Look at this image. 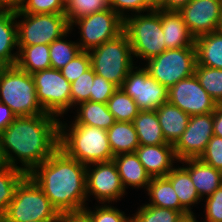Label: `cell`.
<instances>
[{"instance_id": "1", "label": "cell", "mask_w": 222, "mask_h": 222, "mask_svg": "<svg viewBox=\"0 0 222 222\" xmlns=\"http://www.w3.org/2000/svg\"><path fill=\"white\" fill-rule=\"evenodd\" d=\"M59 123V117L47 112L16 117L0 133L9 166L29 174L46 161L59 148Z\"/></svg>"}, {"instance_id": "2", "label": "cell", "mask_w": 222, "mask_h": 222, "mask_svg": "<svg viewBox=\"0 0 222 222\" xmlns=\"http://www.w3.org/2000/svg\"><path fill=\"white\" fill-rule=\"evenodd\" d=\"M86 166L58 148L28 175L59 214L83 210L87 204Z\"/></svg>"}, {"instance_id": "3", "label": "cell", "mask_w": 222, "mask_h": 222, "mask_svg": "<svg viewBox=\"0 0 222 222\" xmlns=\"http://www.w3.org/2000/svg\"><path fill=\"white\" fill-rule=\"evenodd\" d=\"M59 148L70 158L85 165L108 162L114 158L107 130L95 126L59 123Z\"/></svg>"}, {"instance_id": "4", "label": "cell", "mask_w": 222, "mask_h": 222, "mask_svg": "<svg viewBox=\"0 0 222 222\" xmlns=\"http://www.w3.org/2000/svg\"><path fill=\"white\" fill-rule=\"evenodd\" d=\"M0 102L7 105L16 117L46 113L37 100L32 74L16 65L5 66L0 71Z\"/></svg>"}, {"instance_id": "5", "label": "cell", "mask_w": 222, "mask_h": 222, "mask_svg": "<svg viewBox=\"0 0 222 222\" xmlns=\"http://www.w3.org/2000/svg\"><path fill=\"white\" fill-rule=\"evenodd\" d=\"M133 57L145 62L167 50L160 13L155 9L146 13L128 15L124 29Z\"/></svg>"}, {"instance_id": "6", "label": "cell", "mask_w": 222, "mask_h": 222, "mask_svg": "<svg viewBox=\"0 0 222 222\" xmlns=\"http://www.w3.org/2000/svg\"><path fill=\"white\" fill-rule=\"evenodd\" d=\"M91 67L117 87H121L129 71L134 67L132 48L126 33L108 40L89 51Z\"/></svg>"}, {"instance_id": "7", "label": "cell", "mask_w": 222, "mask_h": 222, "mask_svg": "<svg viewBox=\"0 0 222 222\" xmlns=\"http://www.w3.org/2000/svg\"><path fill=\"white\" fill-rule=\"evenodd\" d=\"M59 216L43 190L27 175L17 186L4 219L5 222L59 221Z\"/></svg>"}, {"instance_id": "8", "label": "cell", "mask_w": 222, "mask_h": 222, "mask_svg": "<svg viewBox=\"0 0 222 222\" xmlns=\"http://www.w3.org/2000/svg\"><path fill=\"white\" fill-rule=\"evenodd\" d=\"M143 67L160 84L168 89L195 73L197 53L195 46L167 49L146 61Z\"/></svg>"}, {"instance_id": "9", "label": "cell", "mask_w": 222, "mask_h": 222, "mask_svg": "<svg viewBox=\"0 0 222 222\" xmlns=\"http://www.w3.org/2000/svg\"><path fill=\"white\" fill-rule=\"evenodd\" d=\"M16 24L18 47L50 45L70 30L65 14L16 13Z\"/></svg>"}, {"instance_id": "10", "label": "cell", "mask_w": 222, "mask_h": 222, "mask_svg": "<svg viewBox=\"0 0 222 222\" xmlns=\"http://www.w3.org/2000/svg\"><path fill=\"white\" fill-rule=\"evenodd\" d=\"M78 26L80 40L77 42L81 51L89 52L104 42L123 32L124 20L111 8L95 12L75 20L70 29Z\"/></svg>"}, {"instance_id": "11", "label": "cell", "mask_w": 222, "mask_h": 222, "mask_svg": "<svg viewBox=\"0 0 222 222\" xmlns=\"http://www.w3.org/2000/svg\"><path fill=\"white\" fill-rule=\"evenodd\" d=\"M32 76L37 100L45 112L61 118L71 110V83L60 70L48 68Z\"/></svg>"}, {"instance_id": "12", "label": "cell", "mask_w": 222, "mask_h": 222, "mask_svg": "<svg viewBox=\"0 0 222 222\" xmlns=\"http://www.w3.org/2000/svg\"><path fill=\"white\" fill-rule=\"evenodd\" d=\"M120 88L135 101L140 111L156 110L168 102V88L150 76L144 67L134 66Z\"/></svg>"}, {"instance_id": "13", "label": "cell", "mask_w": 222, "mask_h": 222, "mask_svg": "<svg viewBox=\"0 0 222 222\" xmlns=\"http://www.w3.org/2000/svg\"><path fill=\"white\" fill-rule=\"evenodd\" d=\"M86 192L87 201H89L88 197L92 195L99 205L112 204L126 195L113 160L91 163L86 166Z\"/></svg>"}, {"instance_id": "14", "label": "cell", "mask_w": 222, "mask_h": 222, "mask_svg": "<svg viewBox=\"0 0 222 222\" xmlns=\"http://www.w3.org/2000/svg\"><path fill=\"white\" fill-rule=\"evenodd\" d=\"M168 102L189 116L214 112L217 105L200 85L195 74L168 89Z\"/></svg>"}, {"instance_id": "15", "label": "cell", "mask_w": 222, "mask_h": 222, "mask_svg": "<svg viewBox=\"0 0 222 222\" xmlns=\"http://www.w3.org/2000/svg\"><path fill=\"white\" fill-rule=\"evenodd\" d=\"M213 135V112L190 116L187 128L173 145L178 162L199 158Z\"/></svg>"}, {"instance_id": "16", "label": "cell", "mask_w": 222, "mask_h": 222, "mask_svg": "<svg viewBox=\"0 0 222 222\" xmlns=\"http://www.w3.org/2000/svg\"><path fill=\"white\" fill-rule=\"evenodd\" d=\"M222 0H191L179 12L194 38L219 30Z\"/></svg>"}, {"instance_id": "17", "label": "cell", "mask_w": 222, "mask_h": 222, "mask_svg": "<svg viewBox=\"0 0 222 222\" xmlns=\"http://www.w3.org/2000/svg\"><path fill=\"white\" fill-rule=\"evenodd\" d=\"M135 153L151 178L166 176L178 163L173 144L140 145Z\"/></svg>"}, {"instance_id": "18", "label": "cell", "mask_w": 222, "mask_h": 222, "mask_svg": "<svg viewBox=\"0 0 222 222\" xmlns=\"http://www.w3.org/2000/svg\"><path fill=\"white\" fill-rule=\"evenodd\" d=\"M179 162L189 173L190 178L202 201L204 198L209 197L216 189L222 186V172L206 164L201 159L192 158Z\"/></svg>"}, {"instance_id": "19", "label": "cell", "mask_w": 222, "mask_h": 222, "mask_svg": "<svg viewBox=\"0 0 222 222\" xmlns=\"http://www.w3.org/2000/svg\"><path fill=\"white\" fill-rule=\"evenodd\" d=\"M156 10L161 16L164 42L167 49L195 46V38L190 33L179 11Z\"/></svg>"}, {"instance_id": "20", "label": "cell", "mask_w": 222, "mask_h": 222, "mask_svg": "<svg viewBox=\"0 0 222 222\" xmlns=\"http://www.w3.org/2000/svg\"><path fill=\"white\" fill-rule=\"evenodd\" d=\"M112 160L116 165L125 190L128 189V186L147 190L151 177L135 152L116 155Z\"/></svg>"}, {"instance_id": "21", "label": "cell", "mask_w": 222, "mask_h": 222, "mask_svg": "<svg viewBox=\"0 0 222 222\" xmlns=\"http://www.w3.org/2000/svg\"><path fill=\"white\" fill-rule=\"evenodd\" d=\"M14 49L17 50L16 53ZM17 58L18 36L16 12L0 10V62L4 66H14L16 65Z\"/></svg>"}, {"instance_id": "22", "label": "cell", "mask_w": 222, "mask_h": 222, "mask_svg": "<svg viewBox=\"0 0 222 222\" xmlns=\"http://www.w3.org/2000/svg\"><path fill=\"white\" fill-rule=\"evenodd\" d=\"M156 113L165 140L174 145L187 128L190 116L169 102L157 108Z\"/></svg>"}, {"instance_id": "23", "label": "cell", "mask_w": 222, "mask_h": 222, "mask_svg": "<svg viewBox=\"0 0 222 222\" xmlns=\"http://www.w3.org/2000/svg\"><path fill=\"white\" fill-rule=\"evenodd\" d=\"M197 65L222 69V32L214 31L195 38Z\"/></svg>"}, {"instance_id": "24", "label": "cell", "mask_w": 222, "mask_h": 222, "mask_svg": "<svg viewBox=\"0 0 222 222\" xmlns=\"http://www.w3.org/2000/svg\"><path fill=\"white\" fill-rule=\"evenodd\" d=\"M77 111L71 124L95 126L108 130L116 121L113 114L108 110L107 104L86 101L78 104Z\"/></svg>"}, {"instance_id": "25", "label": "cell", "mask_w": 222, "mask_h": 222, "mask_svg": "<svg viewBox=\"0 0 222 222\" xmlns=\"http://www.w3.org/2000/svg\"><path fill=\"white\" fill-rule=\"evenodd\" d=\"M149 196L148 205L180 211L182 214L189 213L181 204L170 180L164 177L151 178L147 188Z\"/></svg>"}, {"instance_id": "26", "label": "cell", "mask_w": 222, "mask_h": 222, "mask_svg": "<svg viewBox=\"0 0 222 222\" xmlns=\"http://www.w3.org/2000/svg\"><path fill=\"white\" fill-rule=\"evenodd\" d=\"M107 137L114 156L135 152L140 146L133 122L116 121L107 130Z\"/></svg>"}, {"instance_id": "27", "label": "cell", "mask_w": 222, "mask_h": 222, "mask_svg": "<svg viewBox=\"0 0 222 222\" xmlns=\"http://www.w3.org/2000/svg\"><path fill=\"white\" fill-rule=\"evenodd\" d=\"M133 124L140 145L170 144L162 133L156 110L139 111Z\"/></svg>"}, {"instance_id": "28", "label": "cell", "mask_w": 222, "mask_h": 222, "mask_svg": "<svg viewBox=\"0 0 222 222\" xmlns=\"http://www.w3.org/2000/svg\"><path fill=\"white\" fill-rule=\"evenodd\" d=\"M166 177L170 180L180 204L189 212H193L191 206L202 201L190 178L189 173L180 165L174 167Z\"/></svg>"}, {"instance_id": "29", "label": "cell", "mask_w": 222, "mask_h": 222, "mask_svg": "<svg viewBox=\"0 0 222 222\" xmlns=\"http://www.w3.org/2000/svg\"><path fill=\"white\" fill-rule=\"evenodd\" d=\"M16 66L29 74L51 68L49 45L18 47Z\"/></svg>"}, {"instance_id": "30", "label": "cell", "mask_w": 222, "mask_h": 222, "mask_svg": "<svg viewBox=\"0 0 222 222\" xmlns=\"http://www.w3.org/2000/svg\"><path fill=\"white\" fill-rule=\"evenodd\" d=\"M27 175L19 168L11 166L0 171V217L4 218L17 186Z\"/></svg>"}, {"instance_id": "31", "label": "cell", "mask_w": 222, "mask_h": 222, "mask_svg": "<svg viewBox=\"0 0 222 222\" xmlns=\"http://www.w3.org/2000/svg\"><path fill=\"white\" fill-rule=\"evenodd\" d=\"M107 107L113 114L115 121L122 122H133L140 111L135 101L120 87L107 101Z\"/></svg>"}, {"instance_id": "32", "label": "cell", "mask_w": 222, "mask_h": 222, "mask_svg": "<svg viewBox=\"0 0 222 222\" xmlns=\"http://www.w3.org/2000/svg\"><path fill=\"white\" fill-rule=\"evenodd\" d=\"M72 32L70 29L59 39L49 45L51 68L60 70L66 66L78 53L81 52L77 41L65 40ZM68 34V35H67ZM66 36V37H65ZM69 41V42H68Z\"/></svg>"}, {"instance_id": "33", "label": "cell", "mask_w": 222, "mask_h": 222, "mask_svg": "<svg viewBox=\"0 0 222 222\" xmlns=\"http://www.w3.org/2000/svg\"><path fill=\"white\" fill-rule=\"evenodd\" d=\"M194 74L211 98L222 104V69L196 65Z\"/></svg>"}, {"instance_id": "34", "label": "cell", "mask_w": 222, "mask_h": 222, "mask_svg": "<svg viewBox=\"0 0 222 222\" xmlns=\"http://www.w3.org/2000/svg\"><path fill=\"white\" fill-rule=\"evenodd\" d=\"M110 8L109 0H69L65 16L71 25L75 20Z\"/></svg>"}, {"instance_id": "35", "label": "cell", "mask_w": 222, "mask_h": 222, "mask_svg": "<svg viewBox=\"0 0 222 222\" xmlns=\"http://www.w3.org/2000/svg\"><path fill=\"white\" fill-rule=\"evenodd\" d=\"M131 216L135 222H176L182 215L180 211L143 204Z\"/></svg>"}, {"instance_id": "36", "label": "cell", "mask_w": 222, "mask_h": 222, "mask_svg": "<svg viewBox=\"0 0 222 222\" xmlns=\"http://www.w3.org/2000/svg\"><path fill=\"white\" fill-rule=\"evenodd\" d=\"M109 6L124 20L129 11L134 15L155 10L157 0H109Z\"/></svg>"}, {"instance_id": "37", "label": "cell", "mask_w": 222, "mask_h": 222, "mask_svg": "<svg viewBox=\"0 0 222 222\" xmlns=\"http://www.w3.org/2000/svg\"><path fill=\"white\" fill-rule=\"evenodd\" d=\"M95 75L93 68L90 67L71 83V108L74 106L75 109L78 104L89 101Z\"/></svg>"}, {"instance_id": "38", "label": "cell", "mask_w": 222, "mask_h": 222, "mask_svg": "<svg viewBox=\"0 0 222 222\" xmlns=\"http://www.w3.org/2000/svg\"><path fill=\"white\" fill-rule=\"evenodd\" d=\"M16 13L26 14H65V5L61 0H23Z\"/></svg>"}, {"instance_id": "39", "label": "cell", "mask_w": 222, "mask_h": 222, "mask_svg": "<svg viewBox=\"0 0 222 222\" xmlns=\"http://www.w3.org/2000/svg\"><path fill=\"white\" fill-rule=\"evenodd\" d=\"M94 208L91 210V207L86 206L83 209L90 216L92 222H127L131 218L110 203L108 205L104 203L101 206L94 205Z\"/></svg>"}, {"instance_id": "40", "label": "cell", "mask_w": 222, "mask_h": 222, "mask_svg": "<svg viewBox=\"0 0 222 222\" xmlns=\"http://www.w3.org/2000/svg\"><path fill=\"white\" fill-rule=\"evenodd\" d=\"M90 67L91 58L89 52L81 51L66 66L60 69V71L62 75L72 83Z\"/></svg>"}, {"instance_id": "41", "label": "cell", "mask_w": 222, "mask_h": 222, "mask_svg": "<svg viewBox=\"0 0 222 222\" xmlns=\"http://www.w3.org/2000/svg\"><path fill=\"white\" fill-rule=\"evenodd\" d=\"M199 159L222 172V137L213 135Z\"/></svg>"}, {"instance_id": "42", "label": "cell", "mask_w": 222, "mask_h": 222, "mask_svg": "<svg viewBox=\"0 0 222 222\" xmlns=\"http://www.w3.org/2000/svg\"><path fill=\"white\" fill-rule=\"evenodd\" d=\"M118 87L102 76L95 75L89 101L107 104Z\"/></svg>"}, {"instance_id": "43", "label": "cell", "mask_w": 222, "mask_h": 222, "mask_svg": "<svg viewBox=\"0 0 222 222\" xmlns=\"http://www.w3.org/2000/svg\"><path fill=\"white\" fill-rule=\"evenodd\" d=\"M203 200L205 219L202 222H222V186Z\"/></svg>"}, {"instance_id": "44", "label": "cell", "mask_w": 222, "mask_h": 222, "mask_svg": "<svg viewBox=\"0 0 222 222\" xmlns=\"http://www.w3.org/2000/svg\"><path fill=\"white\" fill-rule=\"evenodd\" d=\"M58 222H92V220L84 210H81L60 214Z\"/></svg>"}, {"instance_id": "45", "label": "cell", "mask_w": 222, "mask_h": 222, "mask_svg": "<svg viewBox=\"0 0 222 222\" xmlns=\"http://www.w3.org/2000/svg\"><path fill=\"white\" fill-rule=\"evenodd\" d=\"M191 0H157V8L166 11H180Z\"/></svg>"}, {"instance_id": "46", "label": "cell", "mask_w": 222, "mask_h": 222, "mask_svg": "<svg viewBox=\"0 0 222 222\" xmlns=\"http://www.w3.org/2000/svg\"><path fill=\"white\" fill-rule=\"evenodd\" d=\"M16 118L12 110L0 102V133Z\"/></svg>"}, {"instance_id": "47", "label": "cell", "mask_w": 222, "mask_h": 222, "mask_svg": "<svg viewBox=\"0 0 222 222\" xmlns=\"http://www.w3.org/2000/svg\"><path fill=\"white\" fill-rule=\"evenodd\" d=\"M213 134L222 137V104H217L213 112Z\"/></svg>"}, {"instance_id": "48", "label": "cell", "mask_w": 222, "mask_h": 222, "mask_svg": "<svg viewBox=\"0 0 222 222\" xmlns=\"http://www.w3.org/2000/svg\"><path fill=\"white\" fill-rule=\"evenodd\" d=\"M23 0H0V10L19 11Z\"/></svg>"}, {"instance_id": "49", "label": "cell", "mask_w": 222, "mask_h": 222, "mask_svg": "<svg viewBox=\"0 0 222 222\" xmlns=\"http://www.w3.org/2000/svg\"><path fill=\"white\" fill-rule=\"evenodd\" d=\"M194 212L182 214L176 222H198Z\"/></svg>"}, {"instance_id": "50", "label": "cell", "mask_w": 222, "mask_h": 222, "mask_svg": "<svg viewBox=\"0 0 222 222\" xmlns=\"http://www.w3.org/2000/svg\"><path fill=\"white\" fill-rule=\"evenodd\" d=\"M8 167H9V164L4 154L2 143H1V137H0V171H3L4 169Z\"/></svg>"}, {"instance_id": "51", "label": "cell", "mask_w": 222, "mask_h": 222, "mask_svg": "<svg viewBox=\"0 0 222 222\" xmlns=\"http://www.w3.org/2000/svg\"><path fill=\"white\" fill-rule=\"evenodd\" d=\"M27 222H58V221H41V220H31Z\"/></svg>"}, {"instance_id": "52", "label": "cell", "mask_w": 222, "mask_h": 222, "mask_svg": "<svg viewBox=\"0 0 222 222\" xmlns=\"http://www.w3.org/2000/svg\"><path fill=\"white\" fill-rule=\"evenodd\" d=\"M219 31L222 32V10H221V23H220V26H219Z\"/></svg>"}, {"instance_id": "53", "label": "cell", "mask_w": 222, "mask_h": 222, "mask_svg": "<svg viewBox=\"0 0 222 222\" xmlns=\"http://www.w3.org/2000/svg\"><path fill=\"white\" fill-rule=\"evenodd\" d=\"M61 1L63 2L64 5H66L69 0H61Z\"/></svg>"}, {"instance_id": "54", "label": "cell", "mask_w": 222, "mask_h": 222, "mask_svg": "<svg viewBox=\"0 0 222 222\" xmlns=\"http://www.w3.org/2000/svg\"><path fill=\"white\" fill-rule=\"evenodd\" d=\"M5 66L0 62V71L4 68Z\"/></svg>"}, {"instance_id": "55", "label": "cell", "mask_w": 222, "mask_h": 222, "mask_svg": "<svg viewBox=\"0 0 222 222\" xmlns=\"http://www.w3.org/2000/svg\"><path fill=\"white\" fill-rule=\"evenodd\" d=\"M127 222H135V220L131 217Z\"/></svg>"}, {"instance_id": "56", "label": "cell", "mask_w": 222, "mask_h": 222, "mask_svg": "<svg viewBox=\"0 0 222 222\" xmlns=\"http://www.w3.org/2000/svg\"><path fill=\"white\" fill-rule=\"evenodd\" d=\"M0 222H5V219L3 217H0Z\"/></svg>"}]
</instances>
